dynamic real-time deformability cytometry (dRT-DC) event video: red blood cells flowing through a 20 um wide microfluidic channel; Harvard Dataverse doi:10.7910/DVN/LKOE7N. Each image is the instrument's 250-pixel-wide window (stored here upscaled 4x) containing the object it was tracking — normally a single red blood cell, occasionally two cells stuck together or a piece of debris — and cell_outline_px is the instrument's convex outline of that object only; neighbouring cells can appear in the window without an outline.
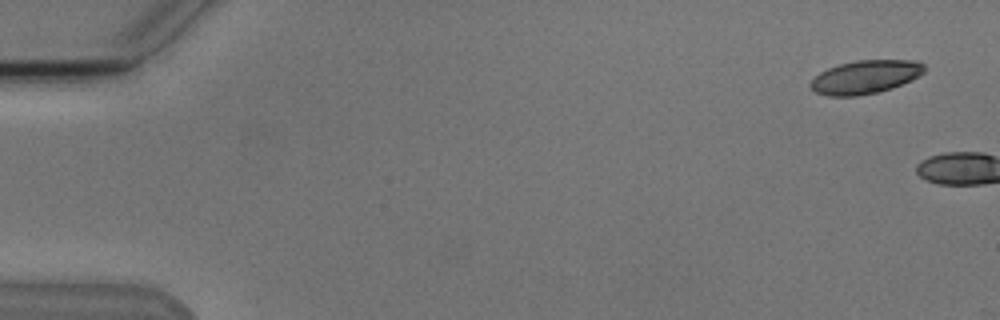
{"species": "Egyptian fruit bat (a non-hibernating species)", "species_latin": "Rousettus aegyptiacus", "temperature_condition": "cold", "stored_images_in_passage": 2, "camera_frame_rate_fps": 3000, "um_per_image_px": 0.085, "animal": {"sex": "male"}, "frame": {"image": 1, "passage_image": 1, "time_ms": 0.0, "image_size_px": [1000, 320], "cell_outline_px": [[924, 72], [912, 80], [892, 88], [876, 92], [856, 96], [828, 96], [816, 92], [808, 84], [820, 72], [828, 68], [840, 64], [856, 60], [920, 60], [924, 64]], "centroid_in_image_um": [73.57, 6.53], "position_along_channel_um": 11.4, "area_um2": 22.14}}